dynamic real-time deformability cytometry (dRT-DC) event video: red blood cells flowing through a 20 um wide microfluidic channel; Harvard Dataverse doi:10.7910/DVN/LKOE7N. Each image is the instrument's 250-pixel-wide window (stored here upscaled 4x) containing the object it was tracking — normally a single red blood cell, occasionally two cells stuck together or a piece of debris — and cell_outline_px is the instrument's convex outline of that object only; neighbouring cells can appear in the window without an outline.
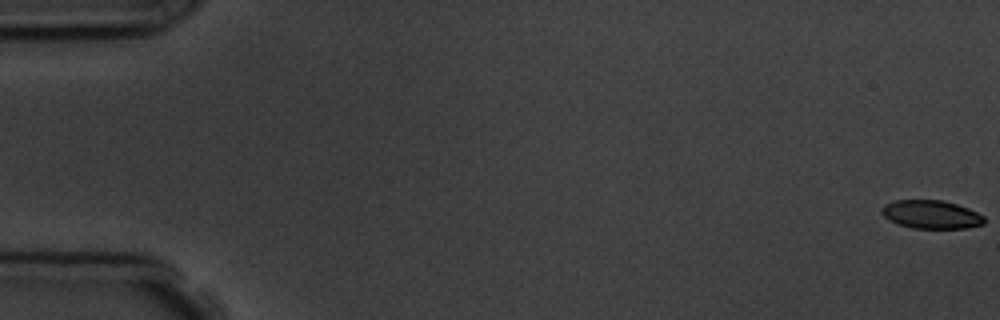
{"species": "common noctule bat (a hibernating species)", "species_latin": "Nyctalus noctula", "temperature_condition": "room temperature", "stored_images_in_passage": 5, "camera_frame_rate_fps": 3000, "um_per_image_px": 0.085, "animal": {"sex": "male", "body_mass_g": 19.5, "forearm_length_mm": 54.6}, "frame": {"image": 1, "passage_image": 1, "time_ms": 0.0, "image_size_px": [1000, 320], "cell_outline_px": [[984, 224], [968, 228], [912, 228], [896, 224], [888, 220], [880, 212], [880, 208], [884, 204], [896, 200], [944, 200], [968, 208], [984, 216]], "centroid_in_image_um": [79.11, 18.23], "position_along_channel_um": 5.9, "area_um2": 17.11}}
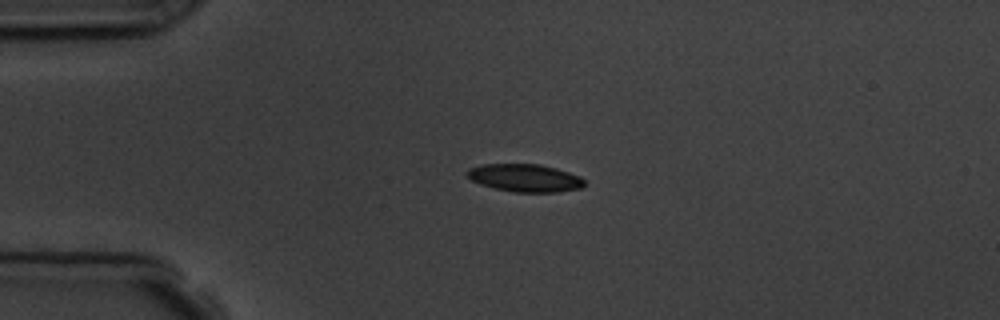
{"frame": {"image": 2, "passage_image": 4, "time_ms": 4.333, "image_size_px": [1000, 320], "cell_outline_px": [[584, 184], [580, 188], [556, 192], [512, 192], [480, 184], [464, 176], [464, 172], [468, 168], [480, 164], [540, 164], [556, 168], [580, 176], [584, 180]], "centroid_in_image_um": [44.55, 15.11], "position_along_channel_um": 40.4, "area_um2": 19.07}}